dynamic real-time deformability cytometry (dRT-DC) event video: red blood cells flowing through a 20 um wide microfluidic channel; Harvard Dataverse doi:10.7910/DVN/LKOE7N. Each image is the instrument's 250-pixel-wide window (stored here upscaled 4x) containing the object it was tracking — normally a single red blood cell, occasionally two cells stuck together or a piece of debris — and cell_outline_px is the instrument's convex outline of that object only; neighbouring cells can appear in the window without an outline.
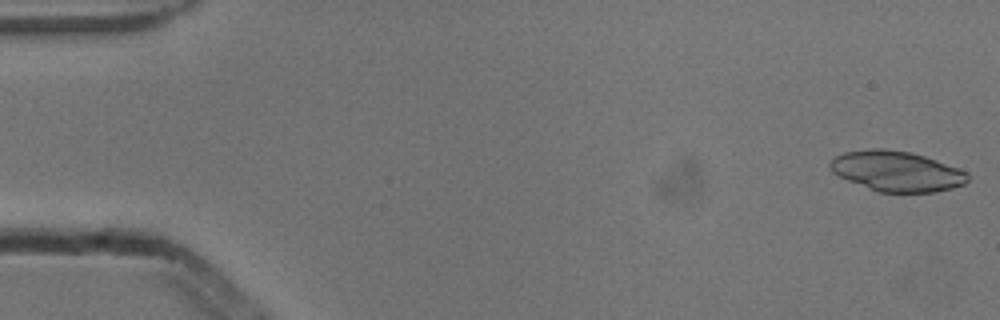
{"species": "common noctule bat (a hibernating species)", "species_latin": "Nyctalus noctula", "temperature_condition": "cold", "stored_images_in_passage": 5, "camera_frame_rate_fps": 3000, "um_per_image_px": 0.085, "animal": {"sex": "male", "body_mass_g": 13.3}, "frame": {"image": 1, "passage_image": 1, "time_ms": 0.0, "image_size_px": [1000, 320], "cell_outline_px": [[968, 180], [964, 184], [952, 188], [936, 192], [880, 192], [848, 180], [832, 172], [828, 164], [836, 156], [844, 152], [872, 148], [880, 148], [908, 152], [924, 156], [960, 168], [968, 172]], "centroid_in_image_um": [76.24, 14.55], "position_along_channel_um": 8.8, "area_um2": 32.08}}